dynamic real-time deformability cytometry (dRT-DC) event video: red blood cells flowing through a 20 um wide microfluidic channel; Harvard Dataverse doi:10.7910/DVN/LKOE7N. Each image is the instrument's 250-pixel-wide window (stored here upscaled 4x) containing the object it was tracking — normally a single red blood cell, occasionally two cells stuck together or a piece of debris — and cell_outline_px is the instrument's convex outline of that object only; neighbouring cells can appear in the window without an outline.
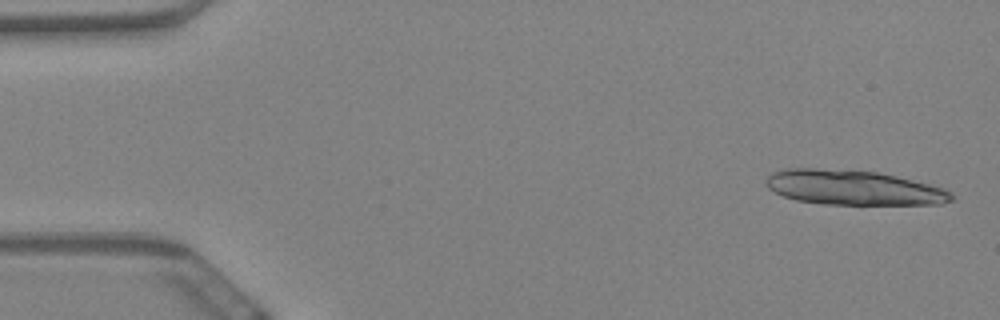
{"species": "Egyptian fruit bat (a non-hibernating species)", "species_latin": "Rousettus aegyptiacus", "temperature_condition": "warm", "stored_images_in_passage": 17, "camera_frame_rate_fps": 3000, "um_per_image_px": 0.085, "animal": {"sex": "female"}, "frame": {"image": 1, "passage_image": 2, "time_ms": 0.333, "image_size_px": [1000, 320], "cell_outline_px": [[952, 200], [940, 204], [824, 204], [796, 200], [784, 196], [768, 188], [768, 176], [772, 172], [788, 168], [816, 168], [876, 172], [896, 176], [944, 188], [952, 192]], "centroid_in_image_um": [72.54, 15.95], "position_along_channel_um": 12.5, "area_um2": 37.11}}